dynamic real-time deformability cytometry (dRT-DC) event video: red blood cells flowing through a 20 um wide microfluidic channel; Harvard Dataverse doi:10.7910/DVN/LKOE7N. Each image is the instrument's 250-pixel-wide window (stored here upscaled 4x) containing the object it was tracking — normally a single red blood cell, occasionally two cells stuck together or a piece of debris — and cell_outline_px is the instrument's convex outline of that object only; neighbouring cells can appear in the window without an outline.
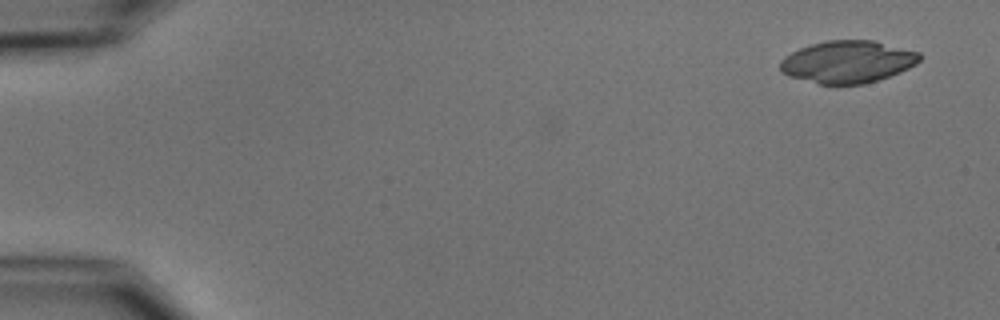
{"species": "common noctule bat (a hibernating species)", "species_latin": "Nyctalus noctula", "temperature_condition": "cold", "stored_images_in_passage": 48, "camera_frame_rate_fps": 3000, "um_per_image_px": 0.085, "animal": {"sex": "male", "body_mass_g": 15.6}, "frame": {"image": 1, "passage_image": 3, "time_ms": 0.667, "image_size_px": [1000, 320], "cell_outline_px": [[920, 60], [916, 64], [900, 72], [864, 84], [820, 84], [788, 76], [780, 72], [780, 60], [784, 56], [800, 48], [824, 40], [872, 40], [920, 52]], "centroid_in_image_um": [72.02, 5.25], "position_along_channel_um": 13.0, "area_um2": 34.28}, "authors_computed_cell_mechanics": {"area_um2": 20.4034, "velocity_mm_per_s": 3.7318, "shape_relaxation_time_tau1_ms": 6.294, "shape_relaxation_time_tau2_ms": 2.2579, "deformation_change_tau1": 0.1636, "deformation_change_tau2": 0.0853}}